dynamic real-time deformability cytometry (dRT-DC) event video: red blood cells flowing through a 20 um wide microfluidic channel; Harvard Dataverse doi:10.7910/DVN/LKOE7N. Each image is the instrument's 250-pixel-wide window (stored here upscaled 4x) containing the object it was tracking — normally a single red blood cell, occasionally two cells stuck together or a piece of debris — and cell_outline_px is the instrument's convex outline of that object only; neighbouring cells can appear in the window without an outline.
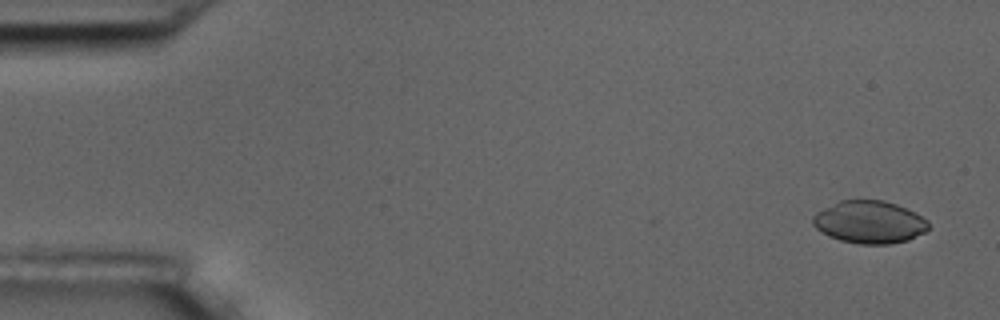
{"species": "common noctule bat (a hibernating species)", "species_latin": "Nyctalus noctula", "temperature_condition": "room temperature", "stored_images_in_passage": 6, "segment_of_instrument_passage": [1, 2], "camera_frame_rate_fps": 3000, "um_per_image_px": 0.085, "animal": {"sex": "male", "body_mass_g": 17.5, "forearm_length_mm": 52.3}, "frame": {"image": 1, "passage_image": 1, "time_ms": 0.0, "image_size_px": [1000, 320], "cell_outline_px": [[928, 228], [924, 232], [908, 240], [888, 244], [860, 244], [840, 240], [828, 236], [816, 228], [812, 224], [812, 216], [816, 212], [840, 200], [884, 200], [896, 204], [928, 220]], "centroid_in_image_um": [73.86, 18.88], "position_along_channel_um": 11.1, "area_um2": 28.5}}